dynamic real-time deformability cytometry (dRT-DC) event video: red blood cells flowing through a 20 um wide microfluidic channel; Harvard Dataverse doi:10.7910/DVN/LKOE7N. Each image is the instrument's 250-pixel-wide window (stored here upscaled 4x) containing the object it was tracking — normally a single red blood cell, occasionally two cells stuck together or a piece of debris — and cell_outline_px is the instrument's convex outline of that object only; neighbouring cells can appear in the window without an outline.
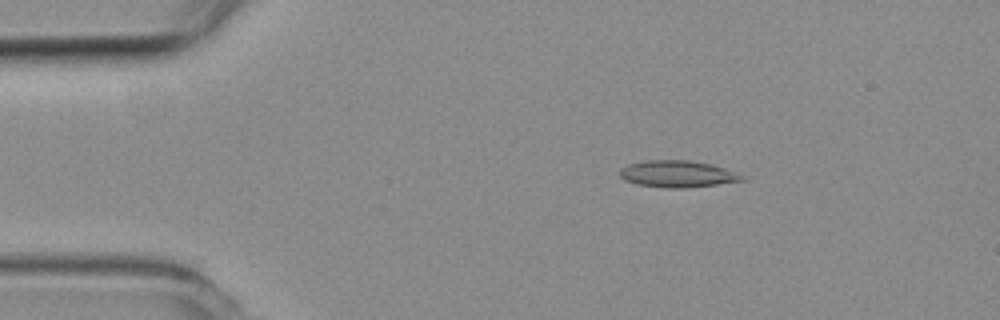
{"species": "common noctule bat (a hibernating species)", "species_latin": "Nyctalus noctula", "temperature_condition": "room temperature", "stored_images_in_passage": 53, "camera_frame_rate_fps": 3000, "um_per_image_px": 0.085, "animal": {"sex": "female", "body_mass_g": 19.3, "forearm_length_mm": 54.1}, "frame": {"image": 1, "passage_image": 9, "time_ms": 2.667, "image_size_px": [1000, 320], "cell_outline_px": [[744, 180], [716, 184], [684, 188], [664, 188], [636, 184], [624, 180], [620, 176], [620, 168], [628, 164], [648, 160], [688, 160], [712, 164], [736, 172], [744, 176]], "centroid_in_image_um": [57.55, 14.78], "position_along_channel_um": 27.4, "area_um2": 19.02}}
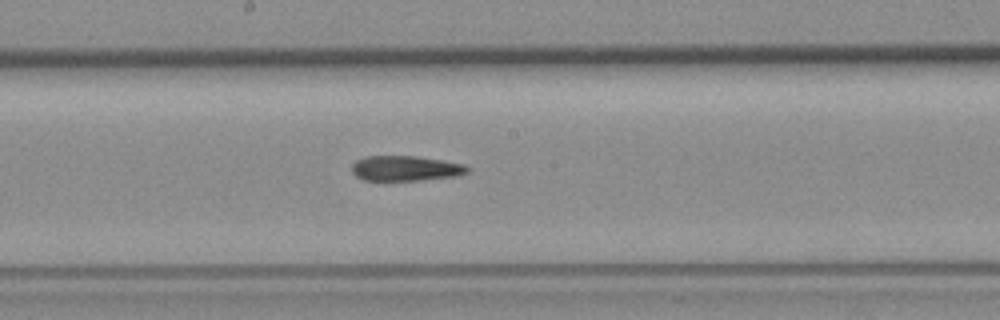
{"frame": {"image": 2, "passage_image": 28, "time_ms": 9.0, "image_size_px": [1000, 320], "cell_outline_px": [[472, 168], [468, 172], [456, 176], [420, 180], [364, 180], [356, 176], [352, 172], [352, 164], [356, 160], [364, 156], [416, 156], [444, 160], [464, 164]], "centroid_in_image_um": [34.49, 14.3], "position_along_channel_um": 213.7, "area_um2": 17.05}}
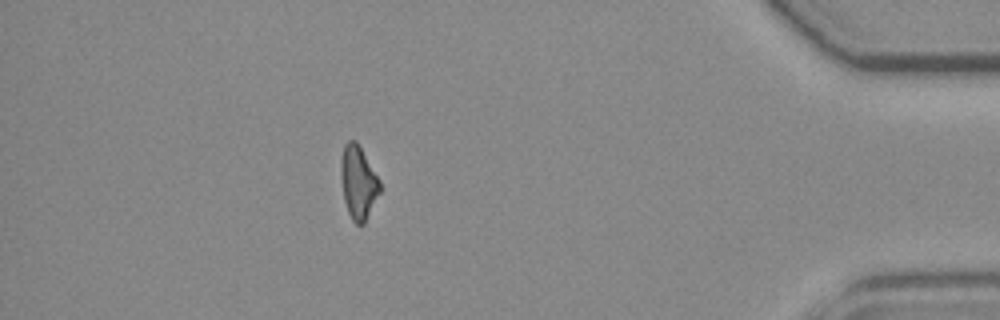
{"frame": {"image": 3, "passage_image": 47, "time_ms": 15.333, "image_size_px": [1000, 320], "cell_outline_px": [[380, 192], [364, 224], [356, 224], [352, 220], [348, 212], [344, 200], [340, 176], [340, 160], [344, 144], [348, 140], [356, 140], [380, 180]], "centroid_in_image_um": [30.44, 15.49], "position_along_channel_um": 404.8, "area_um2": 16.7}}